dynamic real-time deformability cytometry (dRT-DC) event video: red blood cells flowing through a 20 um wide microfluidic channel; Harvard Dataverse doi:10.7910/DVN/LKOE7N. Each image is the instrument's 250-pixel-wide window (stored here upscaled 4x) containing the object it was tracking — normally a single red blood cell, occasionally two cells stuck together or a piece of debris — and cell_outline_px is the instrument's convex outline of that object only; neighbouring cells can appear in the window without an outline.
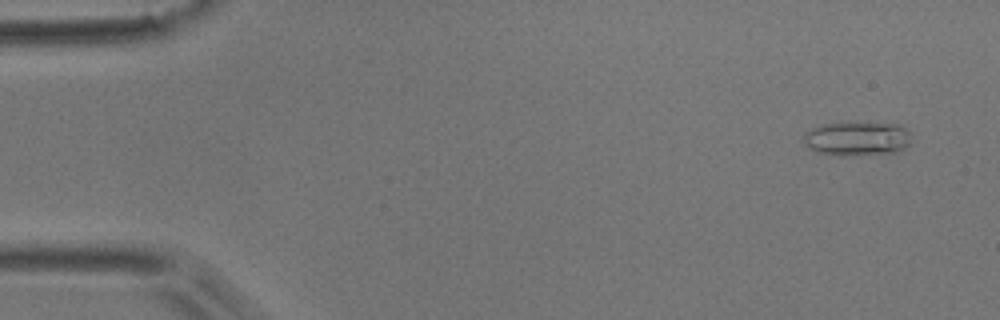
{"species": "common noctule bat (a hibernating species)", "species_latin": "Nyctalus noctula", "temperature_condition": "room temperature", "stored_images_in_passage": 7, "camera_frame_rate_fps": 3000, "um_per_image_px": 0.085, "animal": {"sex": "male", "body_mass_g": 17.9}, "frame": {"image": 1, "passage_image": 1, "time_ms": 0.0, "image_size_px": [1000, 320], "cell_outline_px": [[912, 144], [896, 152], [840, 156], [816, 152], [808, 148], [804, 140], [804, 132], [812, 128], [824, 124], [904, 124], [912, 132]], "centroid_in_image_um": [72.93, 11.8], "position_along_channel_um": 12.1, "area_um2": 21.44}}
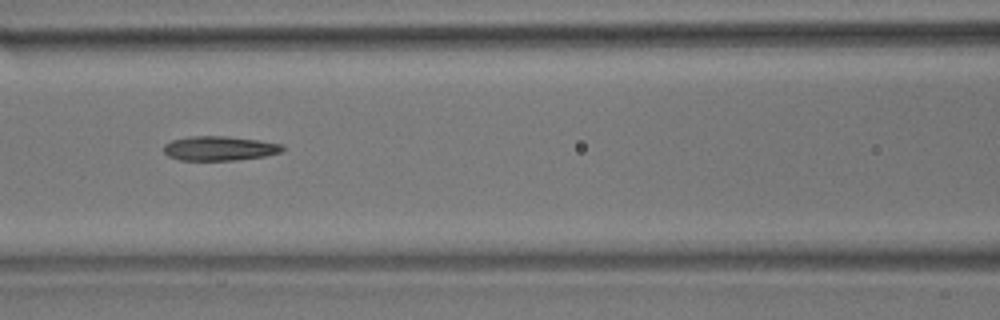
{"frame": {"image": 2, "passage_image": 6, "time_ms": 1.667, "image_size_px": [1000, 320], "cell_outline_px": [[284, 148], [280, 152], [264, 156], [236, 160], [180, 160], [168, 156], [164, 152], [164, 144], [172, 140], [192, 136], [228, 136], [260, 140], [280, 144]], "centroid_in_image_um": [18.63, 12.6], "position_along_channel_um": 148.0, "area_um2": 16.82}}
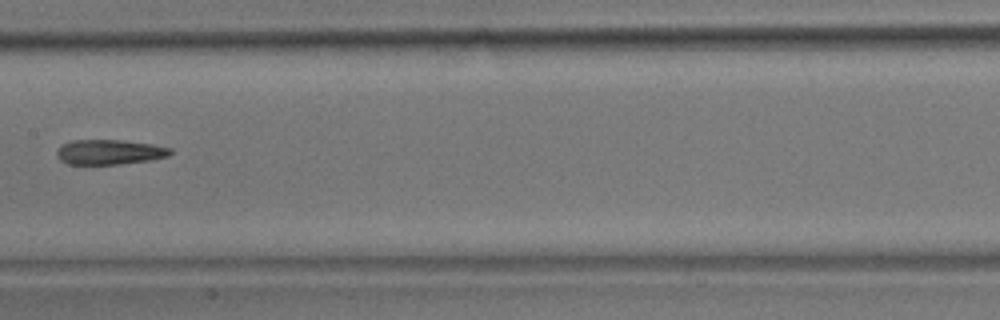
{"frame": {"image": 3, "passage_image": 7, "time_ms": 2.0, "image_size_px": [1000, 320], "cell_outline_px": [[172, 152], [168, 156], [152, 160], [120, 164], [68, 164], [60, 160], [56, 156], [56, 152], [64, 144], [72, 140], [120, 140], [152, 144], [172, 148]], "centroid_in_image_um": [9.33, 12.93], "position_along_channel_um": 198.1, "area_um2": 16.47}}